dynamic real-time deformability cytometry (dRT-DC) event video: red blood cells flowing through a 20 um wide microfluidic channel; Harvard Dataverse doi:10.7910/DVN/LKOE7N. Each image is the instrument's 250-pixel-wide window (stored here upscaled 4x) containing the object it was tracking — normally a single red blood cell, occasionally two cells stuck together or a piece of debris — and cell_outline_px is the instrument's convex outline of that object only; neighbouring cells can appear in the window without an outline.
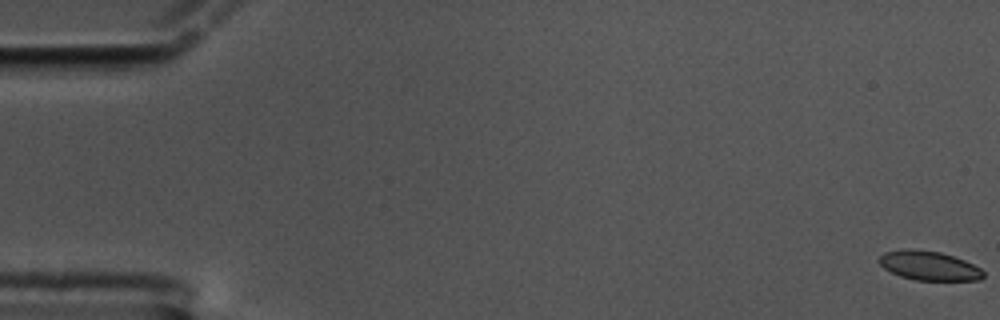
{"species": "common noctule bat (a hibernating species)", "species_latin": "Nyctalus noctula", "temperature_condition": "cold", "stored_images_in_passage": 19, "camera_frame_rate_fps": 3000, "um_per_image_px": 0.085, "animal": {"sex": "male", "body_mass_g": 17.5, "forearm_length_mm": 52.3}, "frame": {"image": 1, "passage_image": 1, "time_ms": 0.0, "image_size_px": [1000, 320], "cell_outline_px": [[984, 276], [980, 280], [916, 280], [900, 276], [884, 268], [876, 260], [884, 252], [908, 248], [912, 248], [940, 252], [964, 260], [980, 268], [984, 272]], "centroid_in_image_um": [78.94, 22.57], "position_along_channel_um": 6.1, "area_um2": 17.74}}
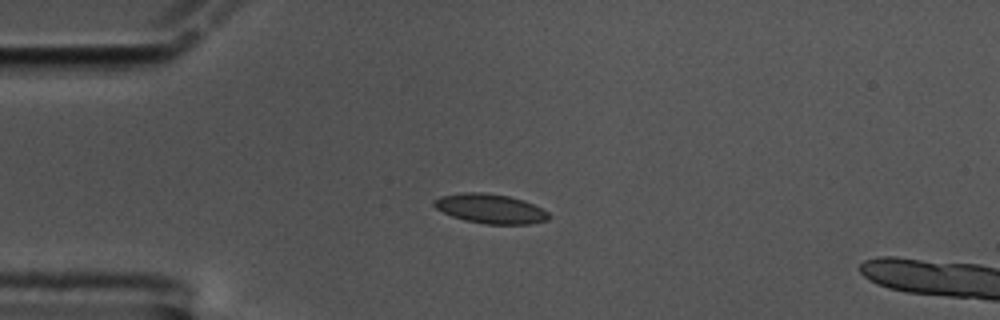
{"frame": {"image": 2, "passage_image": 16, "time_ms": 5.0, "image_size_px": [1000, 320], "cell_outline_px": [[552, 216], [548, 220], [528, 224], [484, 224], [464, 220], [452, 216], [436, 208], [432, 204], [432, 200], [440, 196], [464, 192], [484, 192], [508, 196], [524, 200], [548, 212]], "centroid_in_image_um": [41.67, 17.74], "position_along_channel_um": 43.3, "area_um2": 19.77}}